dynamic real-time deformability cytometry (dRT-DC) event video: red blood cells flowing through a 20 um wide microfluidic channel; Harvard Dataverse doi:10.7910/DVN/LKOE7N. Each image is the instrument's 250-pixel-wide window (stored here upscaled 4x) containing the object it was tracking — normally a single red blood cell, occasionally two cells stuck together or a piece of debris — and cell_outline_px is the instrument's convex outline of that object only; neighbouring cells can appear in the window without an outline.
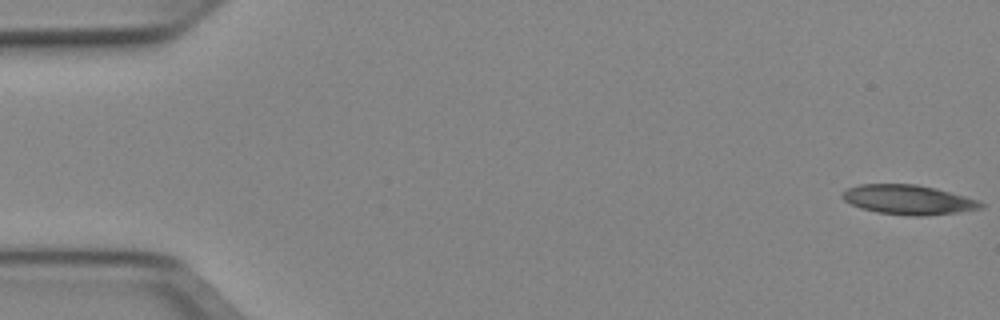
{"species": "Egyptian fruit bat (a non-hibernating species)", "species_latin": "Rousettus aegyptiacus", "temperature_condition": "cold", "stored_images_in_passage": 51, "camera_frame_rate_fps": 3000, "um_per_image_px": 0.085, "animal": {"sex": "female"}, "frame": {"image": 1, "passage_image": 1, "time_ms": 0.0, "image_size_px": [1000, 320], "cell_outline_px": [[984, 208], [960, 212], [924, 216], [908, 216], [876, 212], [860, 208], [844, 200], [840, 196], [840, 192], [848, 188], [860, 184], [916, 184], [936, 188], [964, 196], [976, 200], [984, 204]], "centroid_in_image_um": [77.18, 16.98], "position_along_channel_um": 7.8, "area_um2": 23.99}}
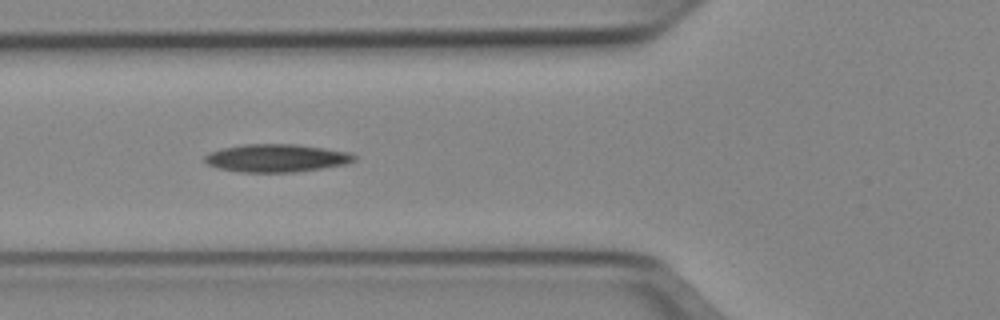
{"frame": {"image": 2, "passage_image": 19, "time_ms": 6.0, "image_size_px": [1000, 320], "cell_outline_px": [[356, 160], [348, 164], [324, 168], [296, 172], [240, 172], [216, 168], [208, 164], [204, 160], [204, 156], [208, 152], [220, 148], [244, 144], [296, 144], [352, 152], [356, 156]], "centroid_in_image_um": [23.51, 13.43], "position_along_channel_um": 102.3, "area_um2": 24.68}}
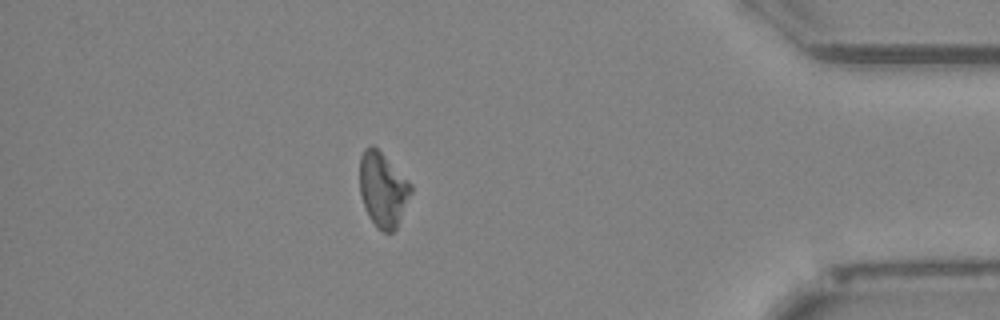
{"frame": {"image": 3, "passage_image": 45, "time_ms": 14.667, "image_size_px": [1000, 320], "cell_outline_px": [[412, 192], [396, 228], [392, 232], [384, 232], [368, 216], [360, 192], [360, 156], [364, 148], [372, 144], [412, 184]], "centroid_in_image_um": [32.54, 16.09], "position_along_channel_um": 402.7, "area_um2": 21.79}}